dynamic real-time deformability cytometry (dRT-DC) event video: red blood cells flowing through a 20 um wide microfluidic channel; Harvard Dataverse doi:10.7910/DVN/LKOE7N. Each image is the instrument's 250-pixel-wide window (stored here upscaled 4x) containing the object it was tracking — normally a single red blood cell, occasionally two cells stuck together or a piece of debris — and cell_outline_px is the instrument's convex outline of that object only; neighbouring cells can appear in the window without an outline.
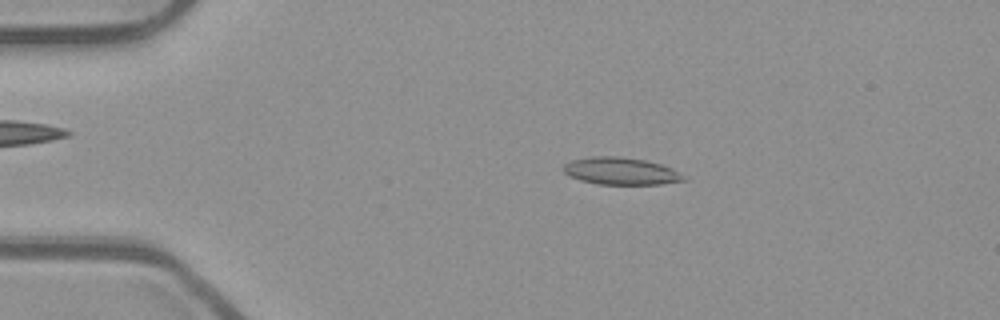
{"species": "common noctule bat (a hibernating species)", "species_latin": "Nyctalus noctula", "temperature_condition": "room temperature", "stored_images_in_passage": 53, "camera_frame_rate_fps": 3000, "um_per_image_px": 0.085, "animal": {"sex": "male", "body_mass_g": 23.1, "forearm_length_mm": 52.7}, "frame": {"image": 1, "passage_image": 11, "time_ms": 3.333, "image_size_px": [1000, 320], "cell_outline_px": [[688, 180], [660, 184], [596, 184], [580, 180], [564, 172], [564, 164], [572, 160], [592, 156], [616, 156], [644, 160], [660, 164], [672, 168], [688, 176]], "centroid_in_image_um": [52.83, 14.55], "position_along_channel_um": 32.2, "area_um2": 19.07}}
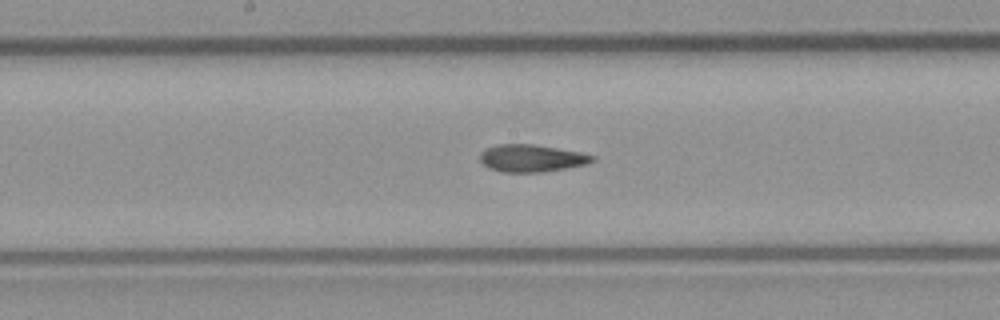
{"frame": {"image": 2, "passage_image": 28, "time_ms": 9.0, "image_size_px": [1000, 320], "cell_outline_px": [[596, 160], [588, 164], [544, 172], [504, 172], [488, 168], [480, 160], [480, 152], [496, 144], [532, 144], [580, 152], [596, 156]], "centroid_in_image_um": [45.2, 13.45], "position_along_channel_um": 203.0, "area_um2": 17.92}}
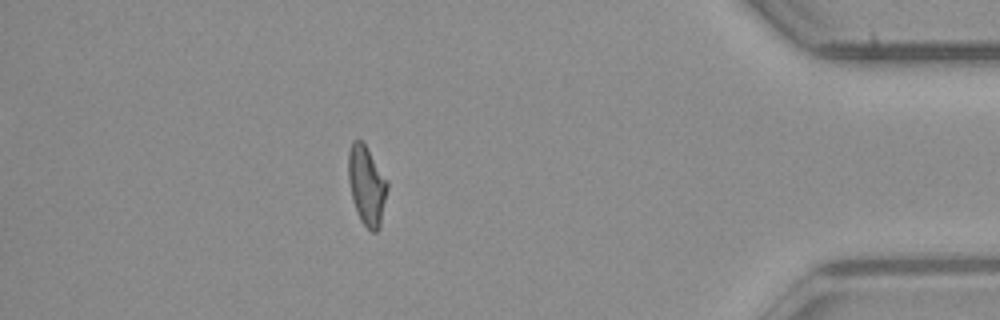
{"frame": {"image": 3, "passage_image": 47, "time_ms": 15.333, "image_size_px": [1000, 320], "cell_outline_px": [[388, 188], [380, 228], [376, 232], [372, 232], [360, 220], [352, 200], [348, 180], [348, 152], [352, 140], [360, 140], [364, 144], [388, 180]], "centroid_in_image_um": [31.17, 15.78], "position_along_channel_um": 404.0, "area_um2": 18.09}, "authors_computed_cell_mechanics": {"area_um2": 18.1492, "velocity_mm_per_s": 3.9052, "shape_relaxation_time_tau1_ms": null, "shape_relaxation_time_tau2_ms": 2.7412, "deformation_change_tau1": null, "deformation_change_tau2": 0.0969}}